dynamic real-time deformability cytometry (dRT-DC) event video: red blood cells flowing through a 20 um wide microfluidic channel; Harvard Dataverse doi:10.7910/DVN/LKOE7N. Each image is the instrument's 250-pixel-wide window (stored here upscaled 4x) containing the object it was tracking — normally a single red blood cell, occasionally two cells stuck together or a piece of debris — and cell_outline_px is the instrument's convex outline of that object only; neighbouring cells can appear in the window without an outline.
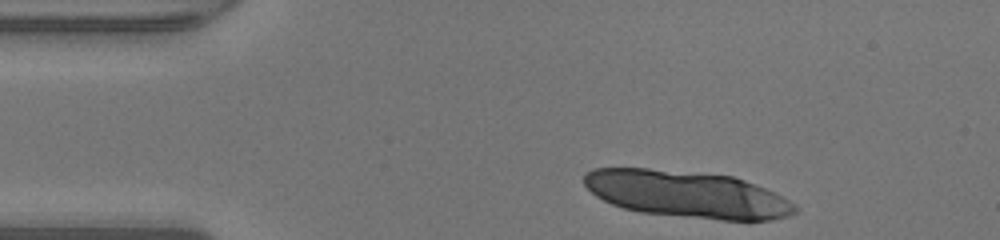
{"species": "human", "species_latin": "Homo sapiens", "temperature_condition": "warm", "stored_images_in_passage": 28, "segment_of_instrument_passage": [1, 2], "camera_frame_rate_fps": 3000, "um_per_image_px": 0.085, "donor": {"sex": "male"}, "frame": {"image": 1, "passage_image": 1, "time_ms": 0.0, "image_size_px": [1000, 240], "cell_outline_px": [[796, 212], [788, 216], [772, 220], [720, 220], [640, 212], [624, 208], [612, 204], [596, 196], [584, 184], [584, 172], [592, 168], [648, 168], [732, 176], [744, 180], [764, 188], [796, 204]], "centroid_in_image_um": [58.36, 16.51], "position_along_channel_um": 26.6, "area_um2": 57.28}}